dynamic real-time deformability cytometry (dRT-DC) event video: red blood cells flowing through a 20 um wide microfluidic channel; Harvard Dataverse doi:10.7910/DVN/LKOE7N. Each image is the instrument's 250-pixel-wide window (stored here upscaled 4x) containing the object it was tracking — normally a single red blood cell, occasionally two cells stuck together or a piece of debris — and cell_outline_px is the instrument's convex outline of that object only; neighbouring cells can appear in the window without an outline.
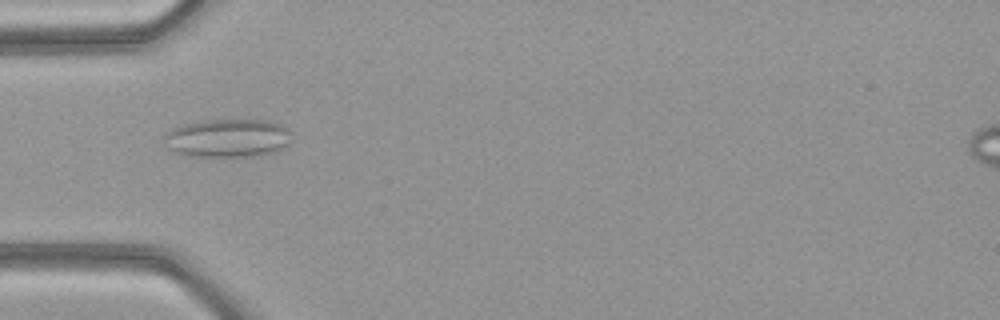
{"species": "common noctule bat (a hibernating species)", "species_latin": "Nyctalus noctula", "temperature_condition": "warm", "stored_images_in_passage": 50, "camera_frame_rate_fps": 3000, "um_per_image_px": 0.085, "animal": {"sex": "female", "body_mass_g": 21.9}, "frame": {"image": 1, "passage_image": 16, "time_ms": 5.0, "image_size_px": [1000, 320], "cell_outline_px": [[292, 140], [284, 148], [276, 152], [256, 156], [188, 156], [172, 152], [168, 148], [164, 136], [172, 128], [184, 124], [208, 120], [268, 120], [280, 124], [288, 132]], "centroid_in_image_um": [19.36, 11.75], "position_along_channel_um": 65.6, "area_um2": 28.5}}
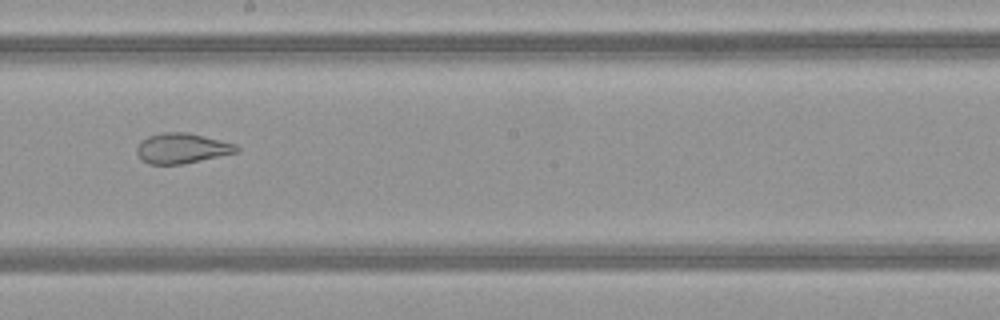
{"frame": {"image": 2, "passage_image": 28, "time_ms": 9.0, "image_size_px": [1000, 320], "cell_outline_px": [[240, 152], [184, 164], [148, 164], [140, 160], [136, 152], [136, 148], [140, 140], [148, 136], [164, 132], [188, 132], [236, 144], [240, 148]], "centroid_in_image_um": [15.46, 12.61], "position_along_channel_um": 232.7, "area_um2": 17.86}}
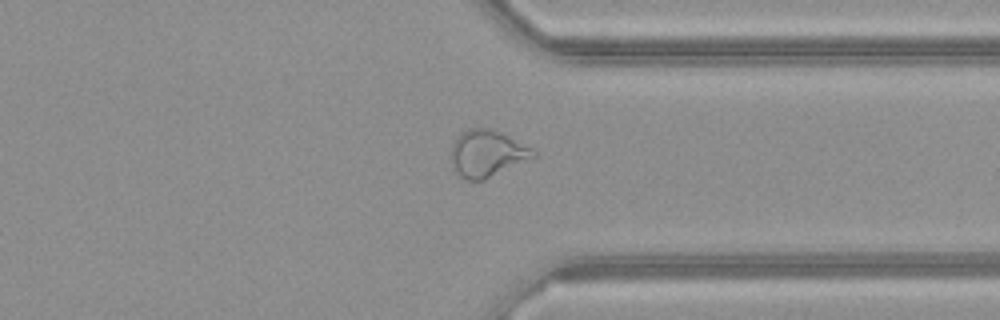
{"frame": {"image": 3, "passage_image": 38, "time_ms": 12.333, "image_size_px": [1000, 320], "cell_outline_px": [[536, 156], [484, 180], [468, 180], [460, 176], [456, 172], [452, 164], [452, 144], [460, 132], [468, 128], [492, 128], [532, 148], [536, 152]], "centroid_in_image_um": [41.38, 13.03], "position_along_channel_um": 370.0, "area_um2": 22.2}, "authors_computed_cell_mechanics": {"area_um2": 25.2297, "velocity_mm_per_s": 4.1549, "shape_relaxation_time_tau1_ms": null, "shape_relaxation_time_tau2_ms": 1.3402, "deformation_change_tau1": null, "deformation_change_tau2": 0.0958}}